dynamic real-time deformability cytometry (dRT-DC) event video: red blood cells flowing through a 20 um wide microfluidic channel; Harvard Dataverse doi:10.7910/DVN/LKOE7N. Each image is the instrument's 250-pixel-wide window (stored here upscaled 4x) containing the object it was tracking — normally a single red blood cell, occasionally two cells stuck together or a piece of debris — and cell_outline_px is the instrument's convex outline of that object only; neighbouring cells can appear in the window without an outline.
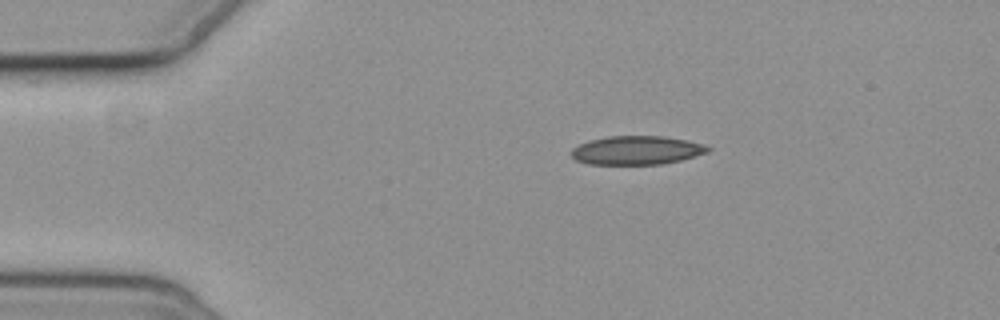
{"species": "common noctule bat (a hibernating species)", "species_latin": "Nyctalus noctula", "temperature_condition": "cold", "stored_images_in_passage": 3, "camera_frame_rate_fps": 3000, "um_per_image_px": 0.085, "animal": {"sex": "female", "body_mass_g": 19.3, "forearm_length_mm": 54.1}, "frame": {"image": 1, "passage_image": 1, "time_ms": 0.0, "image_size_px": [1000, 320], "cell_outline_px": [[712, 148], [708, 152], [696, 156], [664, 164], [588, 164], [576, 160], [572, 156], [572, 148], [588, 140], [608, 136], [664, 136], [688, 140], [704, 144]], "centroid_in_image_um": [54.15, 12.77], "position_along_channel_um": 30.9, "area_um2": 22.95}}